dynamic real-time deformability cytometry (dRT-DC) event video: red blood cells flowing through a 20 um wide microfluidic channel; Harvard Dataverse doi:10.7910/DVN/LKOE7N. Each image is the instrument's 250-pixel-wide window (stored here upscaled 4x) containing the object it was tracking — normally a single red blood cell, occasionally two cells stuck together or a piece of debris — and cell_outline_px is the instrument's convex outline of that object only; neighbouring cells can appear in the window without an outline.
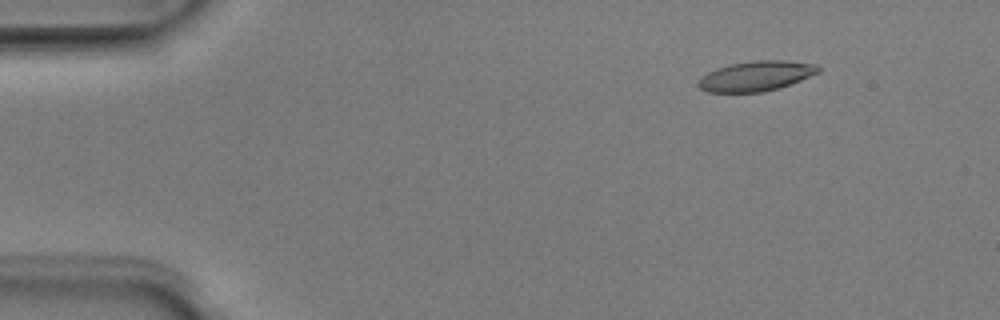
{"species": "Egyptian fruit bat (a non-hibernating species)", "species_latin": "Rousettus aegyptiacus", "temperature_condition": "room temperature", "stored_images_in_passage": 46, "camera_frame_rate_fps": 3000, "um_per_image_px": 0.085, "animal": {"sex": "male"}, "frame": {"image": 1, "passage_image": 1, "time_ms": 0.0, "image_size_px": [1000, 320], "cell_outline_px": [[820, 72], [800, 80], [764, 92], [708, 92], [700, 88], [696, 84], [696, 80], [700, 76], [716, 68], [728, 64], [756, 60], [784, 60], [816, 64], [820, 68]], "centroid_in_image_um": [64.21, 6.45], "position_along_channel_um": 20.8, "area_um2": 21.04}}
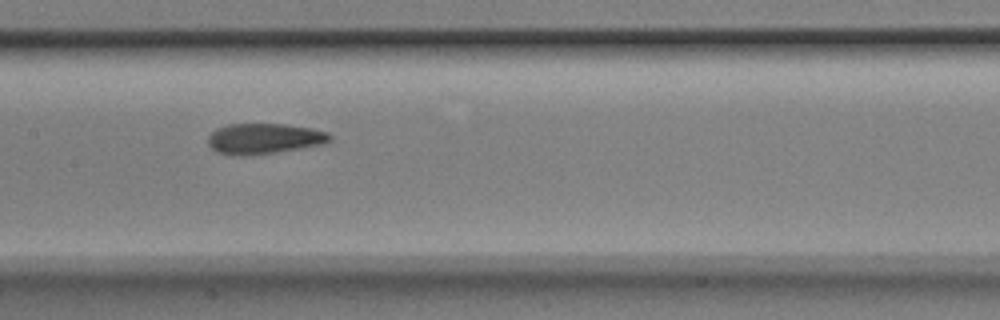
{"frame": {"image": 2, "passage_image": 20, "time_ms": 6.333, "image_size_px": [1000, 320], "cell_outline_px": [[332, 140], [324, 144], [248, 156], [232, 156], [216, 152], [208, 144], [208, 136], [216, 128], [228, 124], [284, 124], [312, 128], [328, 132], [332, 136]], "centroid_in_image_um": [22.43, 11.78], "position_along_channel_um": 185.0, "area_um2": 21.85}}
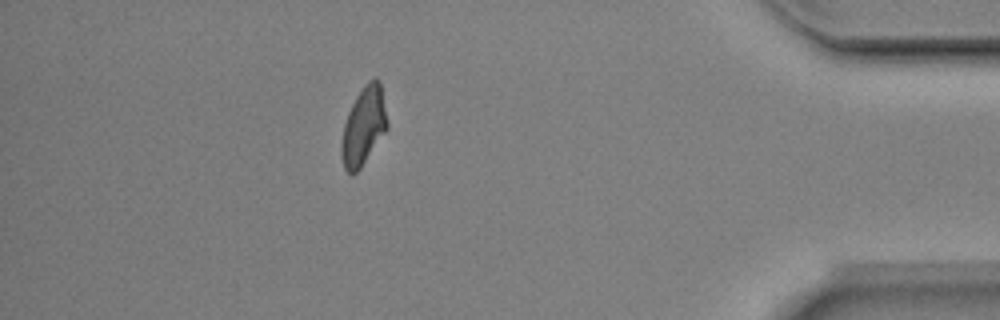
{"frame": {"image": 3, "passage_image": 40, "time_ms": 13.0, "image_size_px": [1000, 320], "cell_outline_px": [[388, 128], [360, 168], [352, 176], [344, 168], [340, 156], [340, 148], [344, 124], [348, 112], [356, 96], [364, 84], [368, 80], [376, 76], [380, 80], [388, 124]], "centroid_in_image_um": [30.9, 10.71], "position_along_channel_um": 404.3, "area_um2": 20.92}, "authors_computed_cell_mechanics": {"area_um2": 21.3282, "velocity_mm_per_s": 3.9622, "shape_relaxation_time_tau1_ms": 4.4424, "shape_relaxation_time_tau2_ms": 1.7821, "deformation_change_tau1": 0.1768, "deformation_change_tau2": 0.0887}}